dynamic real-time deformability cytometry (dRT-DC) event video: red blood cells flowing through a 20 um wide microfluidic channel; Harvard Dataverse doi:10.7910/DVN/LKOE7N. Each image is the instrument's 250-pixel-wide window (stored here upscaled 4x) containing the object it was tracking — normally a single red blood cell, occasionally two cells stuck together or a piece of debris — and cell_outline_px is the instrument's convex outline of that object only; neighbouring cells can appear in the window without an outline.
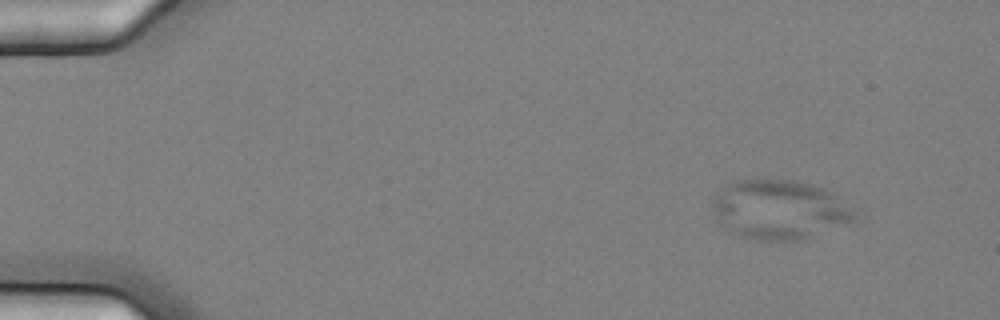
{"species": "common noctule bat (a hibernating species)", "species_latin": "Nyctalus noctula", "temperature_condition": "cold", "stored_images_in_passage": 10, "camera_frame_rate_fps": 3000, "um_per_image_px": 0.085, "animal": {"sex": "female", "body_mass_g": 25.1}, "frame": {"image": 1, "passage_image": 1, "time_ms": 0.0, "image_size_px": [1000, 320], "cell_outline_px": [[852, 220], [800, 240], [760, 240], [740, 236], [728, 232], [720, 224], [712, 208], [712, 196], [720, 188], [732, 180], [792, 180], [812, 184], [836, 192], [852, 212]], "centroid_in_image_um": [66.14, 17.79], "position_along_channel_um": 18.9, "area_um2": 48.78}}